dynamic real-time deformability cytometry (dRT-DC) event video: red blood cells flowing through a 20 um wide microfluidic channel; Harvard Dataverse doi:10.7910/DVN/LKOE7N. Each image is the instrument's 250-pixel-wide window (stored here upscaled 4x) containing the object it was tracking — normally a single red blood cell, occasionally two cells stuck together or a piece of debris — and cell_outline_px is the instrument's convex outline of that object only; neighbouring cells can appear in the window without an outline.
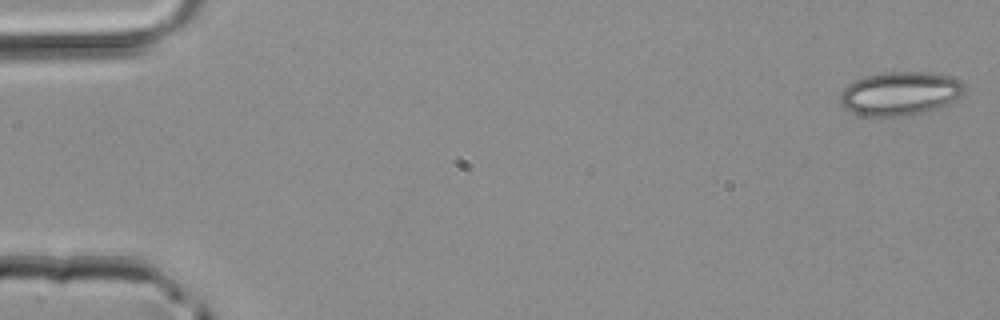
{"species": "common noctule bat (a hibernating species)", "species_latin": "Nyctalus noctula", "temperature_condition": "room temperature", "stored_images_in_passage": 4, "camera_frame_rate_fps": 3000, "um_per_image_px": 0.085, "animal": {"sex": "male", "body_mass_g": 20.4}, "frame": {"image": 1, "passage_image": 1, "time_ms": 0.0, "image_size_px": [1000, 320], "cell_outline_px": [[964, 92], [952, 100], [928, 112], [900, 116], [864, 116], [852, 112], [844, 108], [840, 104], [840, 92], [848, 84], [856, 80], [868, 76], [884, 72], [924, 72], [948, 76], [960, 80], [964, 84]], "centroid_in_image_um": [76.46, 7.95], "position_along_channel_um": 8.5, "area_um2": 31.33}}
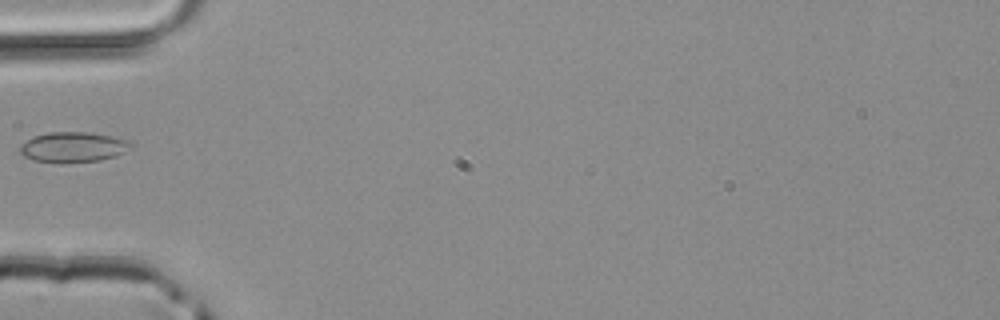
{"frame": {"image": 2, "passage_image": 4, "time_ms": 1.0, "image_size_px": [1000, 320], "cell_outline_px": [[132, 144], [124, 152], [116, 156], [100, 160], [32, 160], [24, 156], [20, 152], [20, 144], [32, 136], [48, 132], [84, 132], [112, 136], [124, 140]], "centroid_in_image_um": [6.17, 12.46], "position_along_channel_um": 78.8, "area_um2": 18.67}}